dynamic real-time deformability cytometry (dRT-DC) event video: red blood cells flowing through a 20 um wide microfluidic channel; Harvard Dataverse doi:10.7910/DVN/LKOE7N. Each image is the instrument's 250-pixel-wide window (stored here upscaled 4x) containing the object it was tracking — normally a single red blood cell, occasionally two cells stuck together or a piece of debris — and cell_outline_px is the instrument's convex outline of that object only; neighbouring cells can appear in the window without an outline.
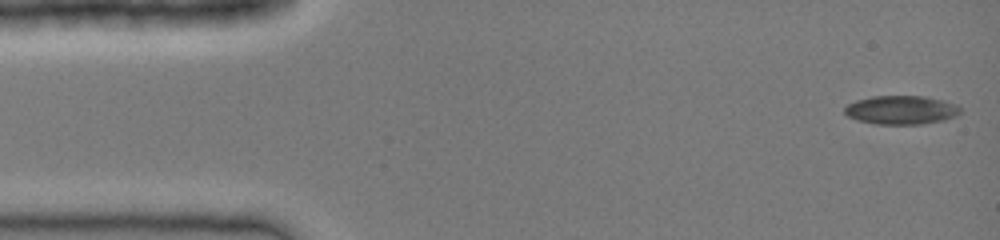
{"species": "common noctule bat (a hibernating species)", "species_latin": "Nyctalus noctula", "temperature_condition": "cold", "stored_images_in_passage": 40, "camera_frame_rate_fps": 3000, "um_per_image_px": 0.085, "animal": {"sex": "female", "body_mass_g": 19.0, "forearm_length_mm": 51.5}, "frame": {"image": 1, "passage_image": 1, "time_ms": 0.0, "image_size_px": [1000, 240], "cell_outline_px": [[960, 112], [944, 120], [920, 124], [876, 124], [856, 120], [848, 116], [844, 112], [844, 108], [848, 104], [856, 100], [872, 96], [924, 96], [944, 100], [960, 108]], "centroid_in_image_um": [76.54, 9.34], "position_along_channel_um": 8.5, "area_um2": 19.19}}
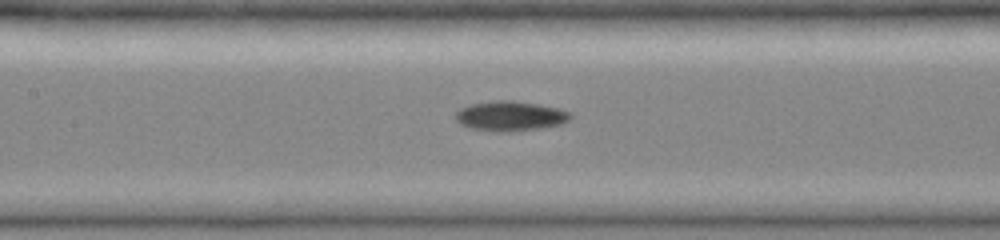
{"frame": {"image": 2, "passage_image": 18, "time_ms": 5.667, "image_size_px": [1000, 240], "cell_outline_px": [[572, 116], [568, 120], [560, 124], [536, 128], [504, 132], [496, 132], [472, 128], [460, 124], [456, 120], [456, 112], [460, 108], [472, 104], [492, 100], [512, 100], [560, 108], [568, 112]], "centroid_in_image_um": [43.34, 9.85], "position_along_channel_um": 164.1, "area_um2": 19.71}}
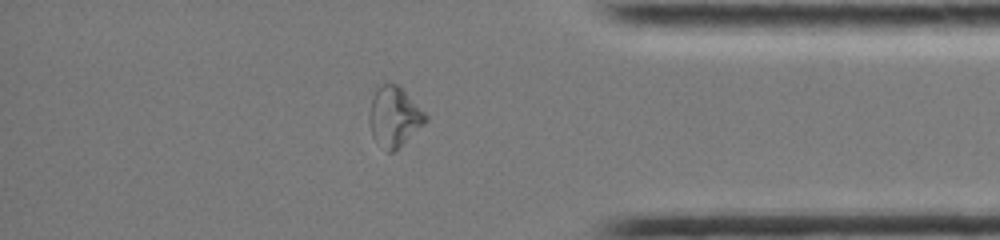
{"frame": {"image": 3, "passage_image": 34, "time_ms": 11.0, "image_size_px": [1000, 240], "cell_outline_px": [[428, 120], [424, 124], [392, 152], [388, 152], [372, 136], [368, 120], [368, 116], [372, 100], [376, 92], [384, 84], [396, 84], [428, 116]], "centroid_in_image_um": [33.49, 9.94], "position_along_channel_um": 401.7, "area_um2": 18.79}}